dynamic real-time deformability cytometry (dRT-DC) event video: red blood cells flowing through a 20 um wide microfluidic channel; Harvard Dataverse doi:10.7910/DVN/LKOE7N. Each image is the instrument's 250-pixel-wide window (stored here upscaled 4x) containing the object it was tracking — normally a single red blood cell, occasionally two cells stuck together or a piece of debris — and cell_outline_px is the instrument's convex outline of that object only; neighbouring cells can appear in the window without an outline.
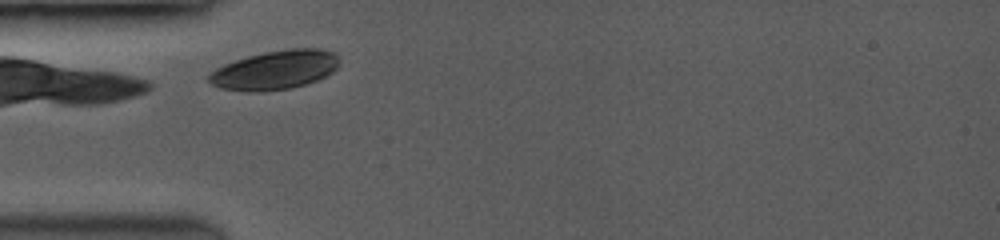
{"species": "common noctule bat (a hibernating species)", "species_latin": "Nyctalus noctula", "temperature_condition": "room temperature", "stored_images_in_passage": 25, "camera_frame_rate_fps": 3500, "um_per_image_px": 0.085, "animal": {"sex": "female", "body_mass_g": 19.0, "forearm_length_mm": 53.3}, "frame": {"image": 1, "passage_image": 1, "time_ms": 0.0, "image_size_px": [1000, 240], "cell_outline_px": [[336, 68], [332, 72], [316, 80], [304, 84], [288, 88], [248, 92], [220, 88], [212, 84], [208, 80], [208, 76], [216, 68], [224, 64], [248, 56], [264, 52], [288, 48], [320, 48], [332, 52], [336, 56]], "centroid_in_image_um": [23.33, 5.94], "position_along_channel_um": 61.7, "area_um2": 29.13}}
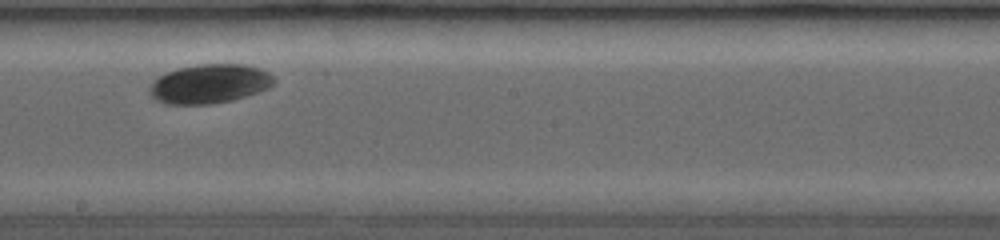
{"frame": {"image": 2, "passage_image": 12, "time_ms": 4.571, "image_size_px": [1000, 240], "cell_outline_px": [[276, 80], [268, 88], [244, 96], [228, 100], [208, 104], [172, 104], [156, 100], [152, 96], [152, 84], [164, 72], [176, 68], [196, 64], [244, 64], [260, 68], [268, 72]], "centroid_in_image_um": [17.83, 7.09], "position_along_channel_um": 230.4, "area_um2": 27.92}}
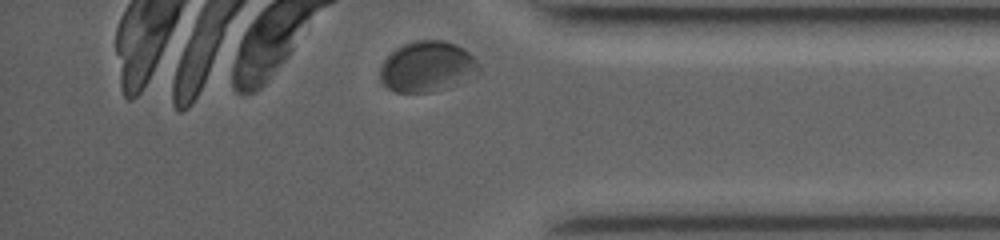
{"frame": {"image": 3, "passage_image": 24, "time_ms": 9.143, "image_size_px": [1000, 240], "cell_outline_px": [[480, 72], [428, 92], [396, 92], [380, 84], [380, 64], [396, 48], [404, 44], [420, 40], [440, 40], [456, 44], [468, 52], [476, 60], [480, 68]], "centroid_in_image_um": [36.23, 5.64], "position_along_channel_um": 399.0, "area_um2": 28.38}, "authors_computed_cell_mechanics": {"area_um2": 28.033, "velocity_mm_per_s": 3.7352, "shape_relaxation_time_tau1_ms": 4.9491, "shape_relaxation_time_tau2_ms": null, "deformation_change_tau1": 0.0627, "deformation_change_tau2": null}}